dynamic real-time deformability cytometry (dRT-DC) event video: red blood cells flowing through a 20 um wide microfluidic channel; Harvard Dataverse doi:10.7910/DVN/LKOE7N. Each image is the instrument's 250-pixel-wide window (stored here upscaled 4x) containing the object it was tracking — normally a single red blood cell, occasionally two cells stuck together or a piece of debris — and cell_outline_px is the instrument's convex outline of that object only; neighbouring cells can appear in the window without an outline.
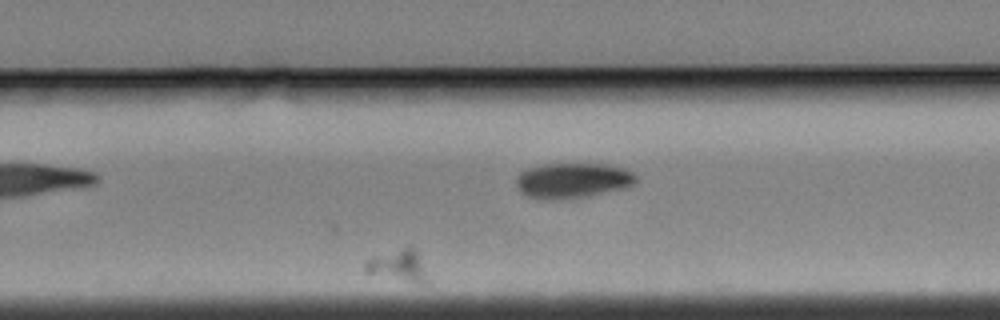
{"species": "Egyptian fruit bat (a non-hibernating species)", "species_latin": "Rousettus aegyptiacus", "temperature_condition": "cold", "stored_images_in_passage": 26, "segment_of_instrument_passage": [2, 2], "camera_frame_rate_fps": 3000, "um_per_image_px": 0.085, "animal": {"sex": "female"}, "frame": {"image": 1, "passage_image": 21, "time_ms": 6.667, "image_size_px": [1000, 320], "cell_outline_px": [[428, 280], [424, 284], [416, 284], [364, 272], [364, 260], [404, 248], [412, 248]], "centroid_in_image_um": [33.77, 22.65], "position_along_channel_um": 296.0, "area_um2": 10.75}}
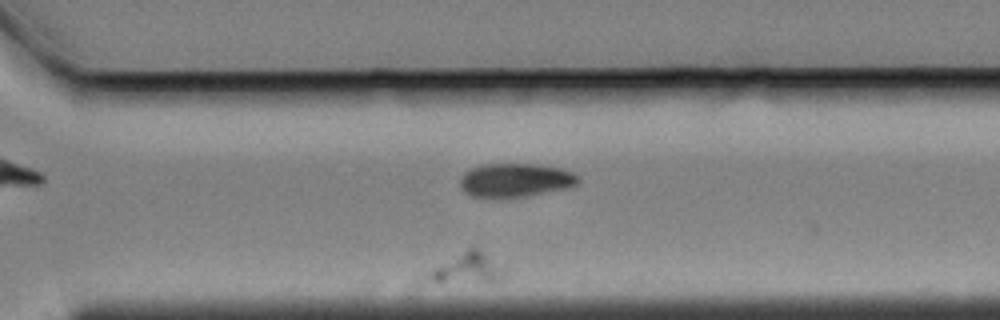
{"frame": {"image": 2, "passage_image": 25, "time_ms": 8.0, "image_size_px": [1000, 320], "cell_outline_px": [[508, 272], [504, 280], [500, 284], [492, 284], [436, 280], [432, 276], [432, 272], [436, 268], [468, 248], [476, 248], [508, 268]], "centroid_in_image_um": [40.09, 22.85], "position_along_channel_um": 330.5, "area_um2": 13.24}}